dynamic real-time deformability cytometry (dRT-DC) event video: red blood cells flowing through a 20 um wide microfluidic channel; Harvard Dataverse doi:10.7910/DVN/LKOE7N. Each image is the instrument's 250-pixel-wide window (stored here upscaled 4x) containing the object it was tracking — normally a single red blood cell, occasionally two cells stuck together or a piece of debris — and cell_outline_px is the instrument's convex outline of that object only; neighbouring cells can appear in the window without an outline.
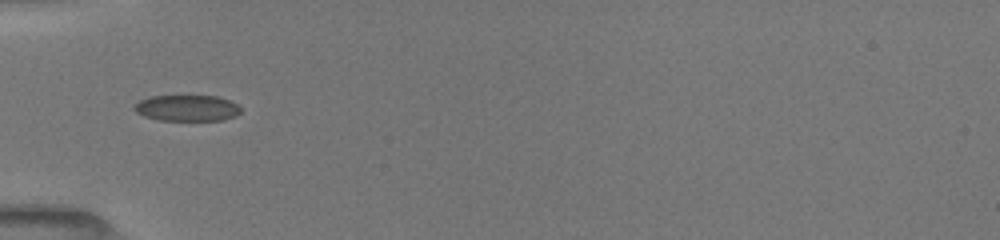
{"species": "common noctule bat (a hibernating species)", "species_latin": "Nyctalus noctula", "temperature_condition": "room temperature", "stored_images_in_passage": 39, "camera_frame_rate_fps": 3000, "um_per_image_px": 0.085, "animal": {"sex": "female", "body_mass_g": 19.5, "forearm_length_mm": 54.1}, "frame": {"image": 1, "passage_image": 1, "time_ms": 0.0, "image_size_px": [1000, 240], "cell_outline_px": [[240, 112], [236, 116], [224, 120], [160, 120], [144, 116], [136, 112], [132, 108], [140, 100], [148, 96], [216, 96], [232, 100], [240, 108]], "centroid_in_image_um": [15.91, 9.18], "position_along_channel_um": 69.1, "area_um2": 16.24}}
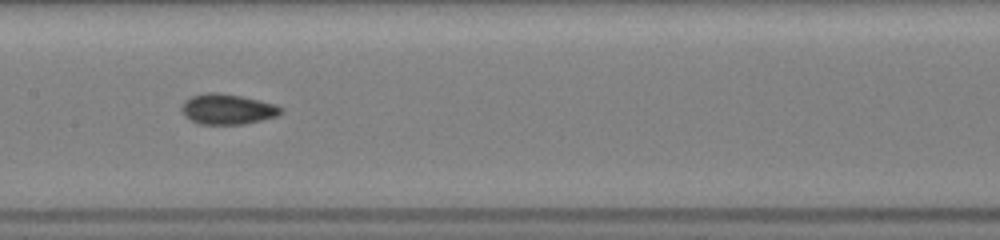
{"frame": {"image": 2, "passage_image": 10, "time_ms": 3.0, "image_size_px": [1000, 240], "cell_outline_px": [[284, 112], [276, 116], [244, 124], [200, 124], [184, 116], [180, 108], [184, 100], [192, 96], [208, 92], [220, 92], [260, 100], [276, 104], [284, 108]], "centroid_in_image_um": [19.34, 9.27], "position_along_channel_um": 188.1, "area_um2": 17.69}}
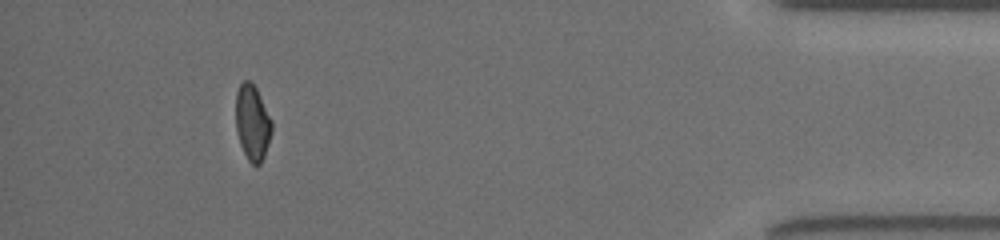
{"frame": {"image": 3, "passage_image": 32, "time_ms": 10.0, "image_size_px": [1000, 240], "cell_outline_px": [[272, 132], [264, 156], [260, 164], [252, 164], [248, 160], [240, 144], [236, 128], [236, 92], [240, 84], [244, 80], [252, 80], [272, 120]], "centroid_in_image_um": [21.45, 10.4], "position_along_channel_um": 413.7, "area_um2": 15.84}, "authors_computed_cell_mechanics": {"area_um2": 16.473, "velocity_mm_per_s": 3.994, "shape_relaxation_time_tau1_ms": null, "shape_relaxation_time_tau2_ms": 1.2858, "deformation_change_tau1": null, "deformation_change_tau2": 0.0641}}